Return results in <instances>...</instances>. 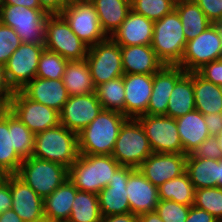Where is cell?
I'll return each mask as SVG.
<instances>
[{
  "mask_svg": "<svg viewBox=\"0 0 222 222\" xmlns=\"http://www.w3.org/2000/svg\"><path fill=\"white\" fill-rule=\"evenodd\" d=\"M190 155L194 158L220 160L222 158V151L219 148L216 136H209Z\"/></svg>",
  "mask_w": 222,
  "mask_h": 222,
  "instance_id": "7bdbcfd3",
  "label": "cell"
},
{
  "mask_svg": "<svg viewBox=\"0 0 222 222\" xmlns=\"http://www.w3.org/2000/svg\"><path fill=\"white\" fill-rule=\"evenodd\" d=\"M120 167L111 155L79 154L68 168V179L79 191L98 194L109 185Z\"/></svg>",
  "mask_w": 222,
  "mask_h": 222,
  "instance_id": "7a4b0ae2",
  "label": "cell"
},
{
  "mask_svg": "<svg viewBox=\"0 0 222 222\" xmlns=\"http://www.w3.org/2000/svg\"><path fill=\"white\" fill-rule=\"evenodd\" d=\"M185 222H219V220L206 210L199 209L193 205L190 206L189 214Z\"/></svg>",
  "mask_w": 222,
  "mask_h": 222,
  "instance_id": "c3c4849f",
  "label": "cell"
},
{
  "mask_svg": "<svg viewBox=\"0 0 222 222\" xmlns=\"http://www.w3.org/2000/svg\"><path fill=\"white\" fill-rule=\"evenodd\" d=\"M190 206L179 204L172 200H159L156 212L163 222H185Z\"/></svg>",
  "mask_w": 222,
  "mask_h": 222,
  "instance_id": "60d3db41",
  "label": "cell"
},
{
  "mask_svg": "<svg viewBox=\"0 0 222 222\" xmlns=\"http://www.w3.org/2000/svg\"><path fill=\"white\" fill-rule=\"evenodd\" d=\"M12 208L10 175L0 177V214Z\"/></svg>",
  "mask_w": 222,
  "mask_h": 222,
  "instance_id": "bcb514c9",
  "label": "cell"
},
{
  "mask_svg": "<svg viewBox=\"0 0 222 222\" xmlns=\"http://www.w3.org/2000/svg\"><path fill=\"white\" fill-rule=\"evenodd\" d=\"M127 119L120 112L102 109L99 115L78 133L79 154L111 155L119 131Z\"/></svg>",
  "mask_w": 222,
  "mask_h": 222,
  "instance_id": "6da1fadb",
  "label": "cell"
},
{
  "mask_svg": "<svg viewBox=\"0 0 222 222\" xmlns=\"http://www.w3.org/2000/svg\"><path fill=\"white\" fill-rule=\"evenodd\" d=\"M21 44V39L15 30L0 22V64L5 65Z\"/></svg>",
  "mask_w": 222,
  "mask_h": 222,
  "instance_id": "b9f144b4",
  "label": "cell"
},
{
  "mask_svg": "<svg viewBox=\"0 0 222 222\" xmlns=\"http://www.w3.org/2000/svg\"><path fill=\"white\" fill-rule=\"evenodd\" d=\"M23 158L15 151L9 130V109L0 115V175L17 174Z\"/></svg>",
  "mask_w": 222,
  "mask_h": 222,
  "instance_id": "1f68e13d",
  "label": "cell"
},
{
  "mask_svg": "<svg viewBox=\"0 0 222 222\" xmlns=\"http://www.w3.org/2000/svg\"><path fill=\"white\" fill-rule=\"evenodd\" d=\"M100 218L98 194L78 190L67 222H99Z\"/></svg>",
  "mask_w": 222,
  "mask_h": 222,
  "instance_id": "e575fe53",
  "label": "cell"
},
{
  "mask_svg": "<svg viewBox=\"0 0 222 222\" xmlns=\"http://www.w3.org/2000/svg\"><path fill=\"white\" fill-rule=\"evenodd\" d=\"M195 109L203 115L222 112V87L193 72Z\"/></svg>",
  "mask_w": 222,
  "mask_h": 222,
  "instance_id": "f1b7e54d",
  "label": "cell"
},
{
  "mask_svg": "<svg viewBox=\"0 0 222 222\" xmlns=\"http://www.w3.org/2000/svg\"><path fill=\"white\" fill-rule=\"evenodd\" d=\"M49 14L22 5H3L0 22L15 30L22 43L44 44L45 22Z\"/></svg>",
  "mask_w": 222,
  "mask_h": 222,
  "instance_id": "ba28073f",
  "label": "cell"
},
{
  "mask_svg": "<svg viewBox=\"0 0 222 222\" xmlns=\"http://www.w3.org/2000/svg\"><path fill=\"white\" fill-rule=\"evenodd\" d=\"M33 157L69 168L79 157L78 134L63 125L35 134Z\"/></svg>",
  "mask_w": 222,
  "mask_h": 222,
  "instance_id": "3957f363",
  "label": "cell"
},
{
  "mask_svg": "<svg viewBox=\"0 0 222 222\" xmlns=\"http://www.w3.org/2000/svg\"><path fill=\"white\" fill-rule=\"evenodd\" d=\"M102 109L96 92L69 96L59 113L60 124L78 134L99 115Z\"/></svg>",
  "mask_w": 222,
  "mask_h": 222,
  "instance_id": "9a60e30c",
  "label": "cell"
},
{
  "mask_svg": "<svg viewBox=\"0 0 222 222\" xmlns=\"http://www.w3.org/2000/svg\"><path fill=\"white\" fill-rule=\"evenodd\" d=\"M204 120L210 136H217L222 130V112L204 115Z\"/></svg>",
  "mask_w": 222,
  "mask_h": 222,
  "instance_id": "f907efd6",
  "label": "cell"
},
{
  "mask_svg": "<svg viewBox=\"0 0 222 222\" xmlns=\"http://www.w3.org/2000/svg\"><path fill=\"white\" fill-rule=\"evenodd\" d=\"M153 153H183L176 119L167 115H142L136 118Z\"/></svg>",
  "mask_w": 222,
  "mask_h": 222,
  "instance_id": "7c38bea8",
  "label": "cell"
},
{
  "mask_svg": "<svg viewBox=\"0 0 222 222\" xmlns=\"http://www.w3.org/2000/svg\"><path fill=\"white\" fill-rule=\"evenodd\" d=\"M68 2H74V1H83V0H67Z\"/></svg>",
  "mask_w": 222,
  "mask_h": 222,
  "instance_id": "e7e4bbea",
  "label": "cell"
},
{
  "mask_svg": "<svg viewBox=\"0 0 222 222\" xmlns=\"http://www.w3.org/2000/svg\"><path fill=\"white\" fill-rule=\"evenodd\" d=\"M8 109L34 134L60 124V115L57 110L30 100L20 90L15 91Z\"/></svg>",
  "mask_w": 222,
  "mask_h": 222,
  "instance_id": "4fadbf2b",
  "label": "cell"
},
{
  "mask_svg": "<svg viewBox=\"0 0 222 222\" xmlns=\"http://www.w3.org/2000/svg\"><path fill=\"white\" fill-rule=\"evenodd\" d=\"M67 63L68 60L59 54L44 49L39 59L36 77L60 80L63 78Z\"/></svg>",
  "mask_w": 222,
  "mask_h": 222,
  "instance_id": "74e56055",
  "label": "cell"
},
{
  "mask_svg": "<svg viewBox=\"0 0 222 222\" xmlns=\"http://www.w3.org/2000/svg\"><path fill=\"white\" fill-rule=\"evenodd\" d=\"M99 222H138V216L134 213L101 216Z\"/></svg>",
  "mask_w": 222,
  "mask_h": 222,
  "instance_id": "816d5d0a",
  "label": "cell"
},
{
  "mask_svg": "<svg viewBox=\"0 0 222 222\" xmlns=\"http://www.w3.org/2000/svg\"><path fill=\"white\" fill-rule=\"evenodd\" d=\"M176 124L183 147V154H191L210 136L204 115L196 109L176 118Z\"/></svg>",
  "mask_w": 222,
  "mask_h": 222,
  "instance_id": "d4e9b609",
  "label": "cell"
},
{
  "mask_svg": "<svg viewBox=\"0 0 222 222\" xmlns=\"http://www.w3.org/2000/svg\"><path fill=\"white\" fill-rule=\"evenodd\" d=\"M195 110L193 72H186L170 94L166 115L174 119Z\"/></svg>",
  "mask_w": 222,
  "mask_h": 222,
  "instance_id": "83f0119b",
  "label": "cell"
},
{
  "mask_svg": "<svg viewBox=\"0 0 222 222\" xmlns=\"http://www.w3.org/2000/svg\"><path fill=\"white\" fill-rule=\"evenodd\" d=\"M62 79L69 96L96 92V86L92 80L86 59L68 61Z\"/></svg>",
  "mask_w": 222,
  "mask_h": 222,
  "instance_id": "f546056e",
  "label": "cell"
},
{
  "mask_svg": "<svg viewBox=\"0 0 222 222\" xmlns=\"http://www.w3.org/2000/svg\"><path fill=\"white\" fill-rule=\"evenodd\" d=\"M154 22L130 10L121 26L110 37L120 46L151 45Z\"/></svg>",
  "mask_w": 222,
  "mask_h": 222,
  "instance_id": "603a6c76",
  "label": "cell"
},
{
  "mask_svg": "<svg viewBox=\"0 0 222 222\" xmlns=\"http://www.w3.org/2000/svg\"><path fill=\"white\" fill-rule=\"evenodd\" d=\"M222 59V42L214 24L197 37L187 41L181 62L177 65L186 72H196L204 64Z\"/></svg>",
  "mask_w": 222,
  "mask_h": 222,
  "instance_id": "8fae6325",
  "label": "cell"
},
{
  "mask_svg": "<svg viewBox=\"0 0 222 222\" xmlns=\"http://www.w3.org/2000/svg\"><path fill=\"white\" fill-rule=\"evenodd\" d=\"M126 192L130 212L139 216L156 210L159 203L158 188L154 186L138 169L129 176Z\"/></svg>",
  "mask_w": 222,
  "mask_h": 222,
  "instance_id": "ffe728a7",
  "label": "cell"
},
{
  "mask_svg": "<svg viewBox=\"0 0 222 222\" xmlns=\"http://www.w3.org/2000/svg\"><path fill=\"white\" fill-rule=\"evenodd\" d=\"M218 187H219V188H222V158L219 160Z\"/></svg>",
  "mask_w": 222,
  "mask_h": 222,
  "instance_id": "9f6ffc18",
  "label": "cell"
},
{
  "mask_svg": "<svg viewBox=\"0 0 222 222\" xmlns=\"http://www.w3.org/2000/svg\"><path fill=\"white\" fill-rule=\"evenodd\" d=\"M138 222H163V220L156 211H152L139 215Z\"/></svg>",
  "mask_w": 222,
  "mask_h": 222,
  "instance_id": "11a10c76",
  "label": "cell"
},
{
  "mask_svg": "<svg viewBox=\"0 0 222 222\" xmlns=\"http://www.w3.org/2000/svg\"><path fill=\"white\" fill-rule=\"evenodd\" d=\"M195 190L218 187L219 160L194 158L190 154L186 159V170Z\"/></svg>",
  "mask_w": 222,
  "mask_h": 222,
  "instance_id": "4dcf8cb0",
  "label": "cell"
},
{
  "mask_svg": "<svg viewBox=\"0 0 222 222\" xmlns=\"http://www.w3.org/2000/svg\"><path fill=\"white\" fill-rule=\"evenodd\" d=\"M196 72L205 80L222 87V59L204 64Z\"/></svg>",
  "mask_w": 222,
  "mask_h": 222,
  "instance_id": "ee69618b",
  "label": "cell"
},
{
  "mask_svg": "<svg viewBox=\"0 0 222 222\" xmlns=\"http://www.w3.org/2000/svg\"><path fill=\"white\" fill-rule=\"evenodd\" d=\"M0 222H24L14 210L10 209L0 214Z\"/></svg>",
  "mask_w": 222,
  "mask_h": 222,
  "instance_id": "db71d44e",
  "label": "cell"
},
{
  "mask_svg": "<svg viewBox=\"0 0 222 222\" xmlns=\"http://www.w3.org/2000/svg\"><path fill=\"white\" fill-rule=\"evenodd\" d=\"M34 222H56V221L52 220L51 218H49L47 216H43Z\"/></svg>",
  "mask_w": 222,
  "mask_h": 222,
  "instance_id": "680465c9",
  "label": "cell"
},
{
  "mask_svg": "<svg viewBox=\"0 0 222 222\" xmlns=\"http://www.w3.org/2000/svg\"><path fill=\"white\" fill-rule=\"evenodd\" d=\"M9 130H12L13 147L23 158L33 155L35 134L9 110Z\"/></svg>",
  "mask_w": 222,
  "mask_h": 222,
  "instance_id": "8d00e7d4",
  "label": "cell"
},
{
  "mask_svg": "<svg viewBox=\"0 0 222 222\" xmlns=\"http://www.w3.org/2000/svg\"><path fill=\"white\" fill-rule=\"evenodd\" d=\"M153 153L140 122L128 118L122 125L111 156L121 165L137 169Z\"/></svg>",
  "mask_w": 222,
  "mask_h": 222,
  "instance_id": "8992f818",
  "label": "cell"
},
{
  "mask_svg": "<svg viewBox=\"0 0 222 222\" xmlns=\"http://www.w3.org/2000/svg\"><path fill=\"white\" fill-rule=\"evenodd\" d=\"M61 15L70 25L71 30L88 47L108 38L100 26L98 14L90 0L69 2Z\"/></svg>",
  "mask_w": 222,
  "mask_h": 222,
  "instance_id": "30bf717a",
  "label": "cell"
},
{
  "mask_svg": "<svg viewBox=\"0 0 222 222\" xmlns=\"http://www.w3.org/2000/svg\"><path fill=\"white\" fill-rule=\"evenodd\" d=\"M44 47L68 61L84 60L89 48L71 30L61 14L48 16L45 22Z\"/></svg>",
  "mask_w": 222,
  "mask_h": 222,
  "instance_id": "52a82bcc",
  "label": "cell"
},
{
  "mask_svg": "<svg viewBox=\"0 0 222 222\" xmlns=\"http://www.w3.org/2000/svg\"><path fill=\"white\" fill-rule=\"evenodd\" d=\"M195 207L206 210L222 222V188H201L195 190Z\"/></svg>",
  "mask_w": 222,
  "mask_h": 222,
  "instance_id": "f35d334b",
  "label": "cell"
},
{
  "mask_svg": "<svg viewBox=\"0 0 222 222\" xmlns=\"http://www.w3.org/2000/svg\"><path fill=\"white\" fill-rule=\"evenodd\" d=\"M133 167L121 166L113 175L108 186L98 193L101 216L126 214L130 212L126 185Z\"/></svg>",
  "mask_w": 222,
  "mask_h": 222,
  "instance_id": "e0dca14e",
  "label": "cell"
},
{
  "mask_svg": "<svg viewBox=\"0 0 222 222\" xmlns=\"http://www.w3.org/2000/svg\"><path fill=\"white\" fill-rule=\"evenodd\" d=\"M186 43L183 25L175 9L154 22L151 47L164 65L177 66L181 62Z\"/></svg>",
  "mask_w": 222,
  "mask_h": 222,
  "instance_id": "277c9868",
  "label": "cell"
},
{
  "mask_svg": "<svg viewBox=\"0 0 222 222\" xmlns=\"http://www.w3.org/2000/svg\"><path fill=\"white\" fill-rule=\"evenodd\" d=\"M205 16L212 22L219 21L222 15V0H194Z\"/></svg>",
  "mask_w": 222,
  "mask_h": 222,
  "instance_id": "f6af8a7d",
  "label": "cell"
},
{
  "mask_svg": "<svg viewBox=\"0 0 222 222\" xmlns=\"http://www.w3.org/2000/svg\"><path fill=\"white\" fill-rule=\"evenodd\" d=\"M98 14L99 23L107 37L121 26L131 10L130 0H90Z\"/></svg>",
  "mask_w": 222,
  "mask_h": 222,
  "instance_id": "4316f807",
  "label": "cell"
},
{
  "mask_svg": "<svg viewBox=\"0 0 222 222\" xmlns=\"http://www.w3.org/2000/svg\"><path fill=\"white\" fill-rule=\"evenodd\" d=\"M20 91L30 100L46 105L59 113L69 97L63 79L51 80L35 77Z\"/></svg>",
  "mask_w": 222,
  "mask_h": 222,
  "instance_id": "7402d4cb",
  "label": "cell"
},
{
  "mask_svg": "<svg viewBox=\"0 0 222 222\" xmlns=\"http://www.w3.org/2000/svg\"><path fill=\"white\" fill-rule=\"evenodd\" d=\"M41 9L49 14H61L62 10L68 5L67 0H38Z\"/></svg>",
  "mask_w": 222,
  "mask_h": 222,
  "instance_id": "681fc988",
  "label": "cell"
},
{
  "mask_svg": "<svg viewBox=\"0 0 222 222\" xmlns=\"http://www.w3.org/2000/svg\"><path fill=\"white\" fill-rule=\"evenodd\" d=\"M159 200H172L185 206H193L195 188L185 172L158 187Z\"/></svg>",
  "mask_w": 222,
  "mask_h": 222,
  "instance_id": "836d02e7",
  "label": "cell"
},
{
  "mask_svg": "<svg viewBox=\"0 0 222 222\" xmlns=\"http://www.w3.org/2000/svg\"><path fill=\"white\" fill-rule=\"evenodd\" d=\"M12 210L24 221L34 222L44 216L43 199L16 174L10 175Z\"/></svg>",
  "mask_w": 222,
  "mask_h": 222,
  "instance_id": "d6986e66",
  "label": "cell"
},
{
  "mask_svg": "<svg viewBox=\"0 0 222 222\" xmlns=\"http://www.w3.org/2000/svg\"><path fill=\"white\" fill-rule=\"evenodd\" d=\"M16 175L44 199L68 179V168L31 156L23 160Z\"/></svg>",
  "mask_w": 222,
  "mask_h": 222,
  "instance_id": "5b68a950",
  "label": "cell"
},
{
  "mask_svg": "<svg viewBox=\"0 0 222 222\" xmlns=\"http://www.w3.org/2000/svg\"><path fill=\"white\" fill-rule=\"evenodd\" d=\"M131 10L155 22L171 13L175 5L170 0H130Z\"/></svg>",
  "mask_w": 222,
  "mask_h": 222,
  "instance_id": "ab89813d",
  "label": "cell"
},
{
  "mask_svg": "<svg viewBox=\"0 0 222 222\" xmlns=\"http://www.w3.org/2000/svg\"><path fill=\"white\" fill-rule=\"evenodd\" d=\"M15 90L9 84L6 77L5 65L0 64V106H9Z\"/></svg>",
  "mask_w": 222,
  "mask_h": 222,
  "instance_id": "7dc6e473",
  "label": "cell"
},
{
  "mask_svg": "<svg viewBox=\"0 0 222 222\" xmlns=\"http://www.w3.org/2000/svg\"><path fill=\"white\" fill-rule=\"evenodd\" d=\"M9 106H0V115L7 109Z\"/></svg>",
  "mask_w": 222,
  "mask_h": 222,
  "instance_id": "6125c7cd",
  "label": "cell"
},
{
  "mask_svg": "<svg viewBox=\"0 0 222 222\" xmlns=\"http://www.w3.org/2000/svg\"><path fill=\"white\" fill-rule=\"evenodd\" d=\"M216 138L218 139L219 142V148L222 151V130L218 133V135L216 136Z\"/></svg>",
  "mask_w": 222,
  "mask_h": 222,
  "instance_id": "94428289",
  "label": "cell"
},
{
  "mask_svg": "<svg viewBox=\"0 0 222 222\" xmlns=\"http://www.w3.org/2000/svg\"><path fill=\"white\" fill-rule=\"evenodd\" d=\"M187 155L152 153L137 169L157 188L185 173Z\"/></svg>",
  "mask_w": 222,
  "mask_h": 222,
  "instance_id": "2e32d148",
  "label": "cell"
},
{
  "mask_svg": "<svg viewBox=\"0 0 222 222\" xmlns=\"http://www.w3.org/2000/svg\"><path fill=\"white\" fill-rule=\"evenodd\" d=\"M174 5H178L181 3H187V2H192L194 0H170Z\"/></svg>",
  "mask_w": 222,
  "mask_h": 222,
  "instance_id": "91938a15",
  "label": "cell"
},
{
  "mask_svg": "<svg viewBox=\"0 0 222 222\" xmlns=\"http://www.w3.org/2000/svg\"><path fill=\"white\" fill-rule=\"evenodd\" d=\"M44 44L22 43L5 64L6 77L16 91L22 89L37 74L40 56Z\"/></svg>",
  "mask_w": 222,
  "mask_h": 222,
  "instance_id": "5bb4252c",
  "label": "cell"
},
{
  "mask_svg": "<svg viewBox=\"0 0 222 222\" xmlns=\"http://www.w3.org/2000/svg\"><path fill=\"white\" fill-rule=\"evenodd\" d=\"M186 73L180 66L164 65L153 74V87L147 115H166L170 94L175 83Z\"/></svg>",
  "mask_w": 222,
  "mask_h": 222,
  "instance_id": "44dd1931",
  "label": "cell"
},
{
  "mask_svg": "<svg viewBox=\"0 0 222 222\" xmlns=\"http://www.w3.org/2000/svg\"><path fill=\"white\" fill-rule=\"evenodd\" d=\"M175 10L182 22L186 41L197 37L213 24L195 1L175 5Z\"/></svg>",
  "mask_w": 222,
  "mask_h": 222,
  "instance_id": "d6a6232c",
  "label": "cell"
},
{
  "mask_svg": "<svg viewBox=\"0 0 222 222\" xmlns=\"http://www.w3.org/2000/svg\"><path fill=\"white\" fill-rule=\"evenodd\" d=\"M96 95L103 109L117 111L124 115L125 88L123 76L98 85Z\"/></svg>",
  "mask_w": 222,
  "mask_h": 222,
  "instance_id": "d590c367",
  "label": "cell"
},
{
  "mask_svg": "<svg viewBox=\"0 0 222 222\" xmlns=\"http://www.w3.org/2000/svg\"><path fill=\"white\" fill-rule=\"evenodd\" d=\"M3 5H4V0H0V9L2 8Z\"/></svg>",
  "mask_w": 222,
  "mask_h": 222,
  "instance_id": "be15d7a7",
  "label": "cell"
},
{
  "mask_svg": "<svg viewBox=\"0 0 222 222\" xmlns=\"http://www.w3.org/2000/svg\"><path fill=\"white\" fill-rule=\"evenodd\" d=\"M78 189L67 179L43 199L44 216L56 222H67Z\"/></svg>",
  "mask_w": 222,
  "mask_h": 222,
  "instance_id": "484cf974",
  "label": "cell"
},
{
  "mask_svg": "<svg viewBox=\"0 0 222 222\" xmlns=\"http://www.w3.org/2000/svg\"><path fill=\"white\" fill-rule=\"evenodd\" d=\"M120 47L124 74L153 75L164 66L151 45Z\"/></svg>",
  "mask_w": 222,
  "mask_h": 222,
  "instance_id": "cb8c5ba5",
  "label": "cell"
},
{
  "mask_svg": "<svg viewBox=\"0 0 222 222\" xmlns=\"http://www.w3.org/2000/svg\"><path fill=\"white\" fill-rule=\"evenodd\" d=\"M125 88L124 115L137 118L145 115L150 102L153 87V75L124 74Z\"/></svg>",
  "mask_w": 222,
  "mask_h": 222,
  "instance_id": "ac0fdd59",
  "label": "cell"
},
{
  "mask_svg": "<svg viewBox=\"0 0 222 222\" xmlns=\"http://www.w3.org/2000/svg\"><path fill=\"white\" fill-rule=\"evenodd\" d=\"M85 59L96 87L124 75L121 47L110 37L89 47Z\"/></svg>",
  "mask_w": 222,
  "mask_h": 222,
  "instance_id": "9c48e42d",
  "label": "cell"
},
{
  "mask_svg": "<svg viewBox=\"0 0 222 222\" xmlns=\"http://www.w3.org/2000/svg\"><path fill=\"white\" fill-rule=\"evenodd\" d=\"M4 5H22L26 8L41 9L38 0H4Z\"/></svg>",
  "mask_w": 222,
  "mask_h": 222,
  "instance_id": "f5cc1de1",
  "label": "cell"
},
{
  "mask_svg": "<svg viewBox=\"0 0 222 222\" xmlns=\"http://www.w3.org/2000/svg\"><path fill=\"white\" fill-rule=\"evenodd\" d=\"M213 24L216 26L220 35L221 42H222V21L219 20V21L214 22Z\"/></svg>",
  "mask_w": 222,
  "mask_h": 222,
  "instance_id": "6f0895ef",
  "label": "cell"
}]
</instances>
